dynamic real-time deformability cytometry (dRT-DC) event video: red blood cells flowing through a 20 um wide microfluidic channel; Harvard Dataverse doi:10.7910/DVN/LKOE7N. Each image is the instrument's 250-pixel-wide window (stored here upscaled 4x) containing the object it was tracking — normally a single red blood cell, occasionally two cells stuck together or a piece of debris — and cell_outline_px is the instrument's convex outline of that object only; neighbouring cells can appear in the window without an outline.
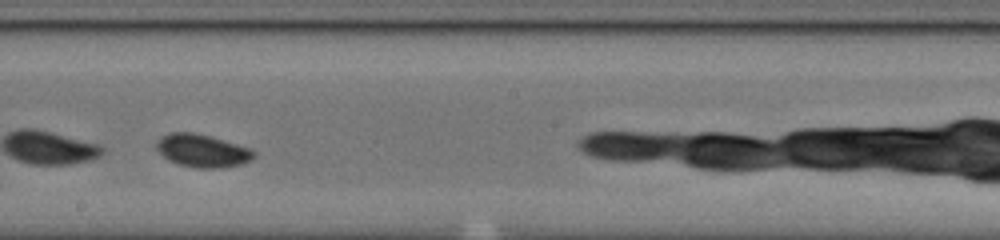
{"species": "common noctule bat (a hibernating species)", "species_latin": "Nyctalus noctula", "temperature_condition": "cold", "stored_images_in_passage": 35, "camera_frame_rate_fps": 3000, "um_per_image_px": 0.085, "animal": {"sex": "male", "body_mass_g": 20.0, "forearm_length_mm": 53.3}, "frame": {"image": 1, "passage_image": 16, "time_ms": 5.0, "image_size_px": [1000, 240], "cell_outline_px": [[256, 156], [252, 160], [240, 164], [220, 168], [196, 168], [180, 164], [168, 160], [156, 148], [156, 140], [160, 136], [168, 132], [192, 132], [208, 136], [252, 148], [256, 152]], "centroid_in_image_um": [17.2, 12.8], "position_along_channel_um": 231.0, "area_um2": 18.73}}